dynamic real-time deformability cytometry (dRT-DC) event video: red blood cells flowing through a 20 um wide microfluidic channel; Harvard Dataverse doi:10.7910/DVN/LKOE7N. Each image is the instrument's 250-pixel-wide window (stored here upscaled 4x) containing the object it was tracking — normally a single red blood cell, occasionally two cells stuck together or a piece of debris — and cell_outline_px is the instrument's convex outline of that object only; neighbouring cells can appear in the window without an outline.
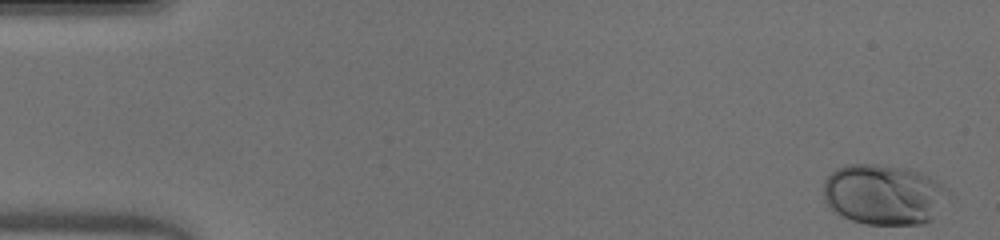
{"species": "human", "species_latin": "Homo sapiens", "temperature_condition": "warm", "stored_images_in_passage": 49, "camera_frame_rate_fps": 3000, "um_per_image_px": 0.085, "donor": {"sex": "male"}, "frame": {"image": 1, "passage_image": 1, "time_ms": 0.0, "image_size_px": [1000, 240], "cell_outline_px": [[952, 192], [932, 220], [924, 224], [864, 224], [852, 220], [828, 208], [824, 200], [824, 180], [832, 172], [848, 164], [876, 164], [908, 168], [920, 172], [928, 176], [948, 188]], "centroid_in_image_um": [75.14, 16.54], "position_along_channel_um": 9.9, "area_um2": 44.22}}
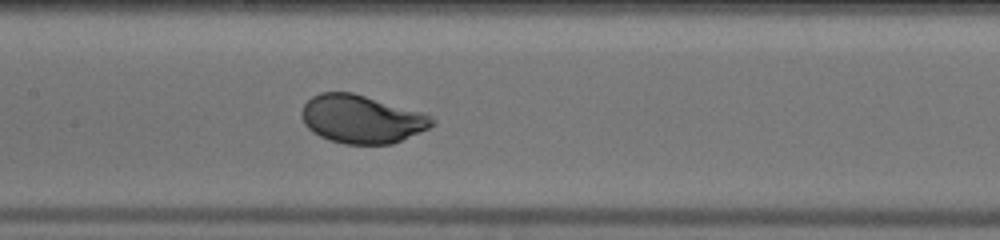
{"frame": {"image": 2, "passage_image": 24, "time_ms": 7.667, "image_size_px": [1000, 240], "cell_outline_px": [[436, 120], [428, 128], [392, 144], [344, 144], [328, 140], [312, 132], [304, 124], [300, 112], [304, 104], [312, 96], [320, 92], [352, 92], [424, 112], [432, 116]], "centroid_in_image_um": [30.72, 10.12], "position_along_channel_um": 176.7, "area_um2": 36.76}}
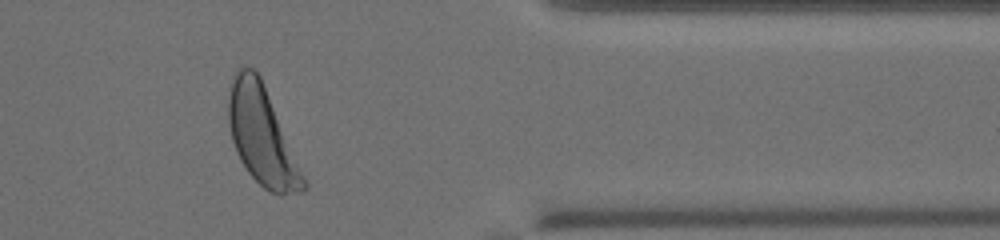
{"frame": {"image": 3, "passage_image": 41, "time_ms": 13.333, "image_size_px": [1000, 240], "cell_outline_px": [[308, 188], [304, 192], [280, 196], [268, 192], [248, 172], [240, 160], [236, 152], [232, 140], [228, 124], [228, 96], [232, 76], [236, 68], [252, 68], [260, 76], [308, 184]], "centroid_in_image_um": [22.26, 11.59], "position_along_channel_um": 389.1, "area_um2": 42.71}, "authors_computed_cell_mechanics": {"area_um2": 36.8764, "velocity_mm_per_s": 4.0727, "shape_relaxation_time_tau1_ms": 2.0379, "shape_relaxation_time_tau2_ms": null, "deformation_change_tau1": 0.1275, "deformation_change_tau2": null}}